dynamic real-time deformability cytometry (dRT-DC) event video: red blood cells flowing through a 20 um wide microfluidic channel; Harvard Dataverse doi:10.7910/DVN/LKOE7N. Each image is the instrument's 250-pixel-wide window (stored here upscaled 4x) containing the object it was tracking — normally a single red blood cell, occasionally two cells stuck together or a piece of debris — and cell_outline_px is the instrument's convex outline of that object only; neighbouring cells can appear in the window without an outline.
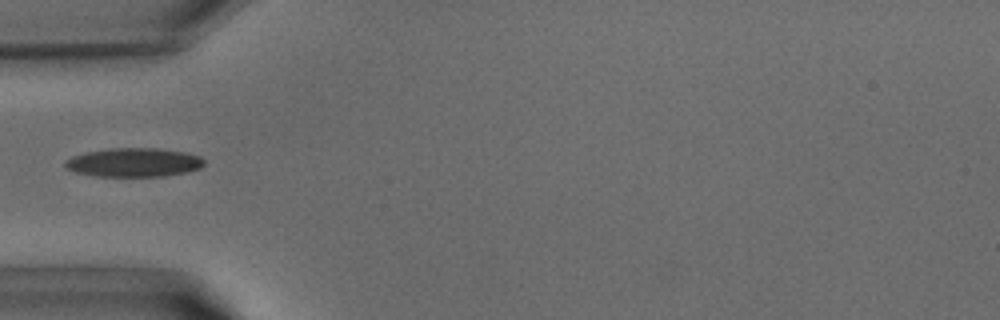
{"species": "common noctule bat (a hibernating species)", "species_latin": "Nyctalus noctula", "temperature_condition": "warm", "stored_images_in_passage": 20, "camera_frame_rate_fps": 3000, "um_per_image_px": 0.085, "animal": {"sex": "male", "body_mass_g": 15.6}, "frame": {"image": 1, "passage_image": 1, "time_ms": 0.0, "image_size_px": [1000, 320], "cell_outline_px": [[204, 164], [200, 168], [188, 172], [164, 176], [96, 176], [76, 172], [68, 168], [64, 164], [64, 160], [72, 156], [84, 152], [108, 148], [160, 148], [188, 152], [200, 156], [204, 160]], "centroid_in_image_um": [11.4, 13.79], "position_along_channel_um": 73.6, "area_um2": 23.58}}